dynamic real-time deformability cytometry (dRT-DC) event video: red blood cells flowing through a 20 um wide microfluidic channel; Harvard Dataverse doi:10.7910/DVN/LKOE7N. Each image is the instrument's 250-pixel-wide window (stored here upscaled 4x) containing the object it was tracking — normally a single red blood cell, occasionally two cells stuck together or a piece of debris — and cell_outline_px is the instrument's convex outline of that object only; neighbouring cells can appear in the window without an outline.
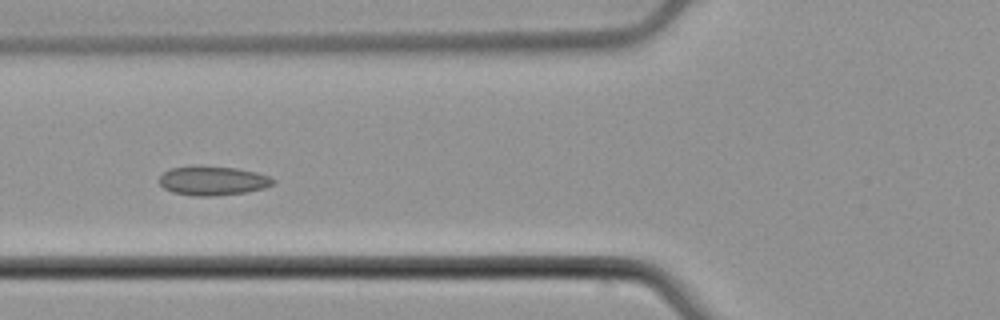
{"species": "common noctule bat (a hibernating species)", "species_latin": "Nyctalus noctula", "temperature_condition": "cold", "stored_images_in_passage": 6, "camera_frame_rate_fps": 3000, "um_per_image_px": 0.085, "animal": {"sex": "male", "body_mass_g": 21.5, "forearm_length_mm": 52.0}, "frame": {"image": 1, "passage_image": 6, "time_ms": 1.667, "image_size_px": [1000, 320], "cell_outline_px": [[276, 184], [264, 188], [248, 192], [216, 196], [192, 196], [172, 192], [164, 188], [160, 184], [160, 176], [164, 172], [172, 168], [236, 168], [256, 172], [272, 176], [276, 180]], "centroid_in_image_um": [18.18, 15.41], "position_along_channel_um": 107.6, "area_um2": 18.96}}